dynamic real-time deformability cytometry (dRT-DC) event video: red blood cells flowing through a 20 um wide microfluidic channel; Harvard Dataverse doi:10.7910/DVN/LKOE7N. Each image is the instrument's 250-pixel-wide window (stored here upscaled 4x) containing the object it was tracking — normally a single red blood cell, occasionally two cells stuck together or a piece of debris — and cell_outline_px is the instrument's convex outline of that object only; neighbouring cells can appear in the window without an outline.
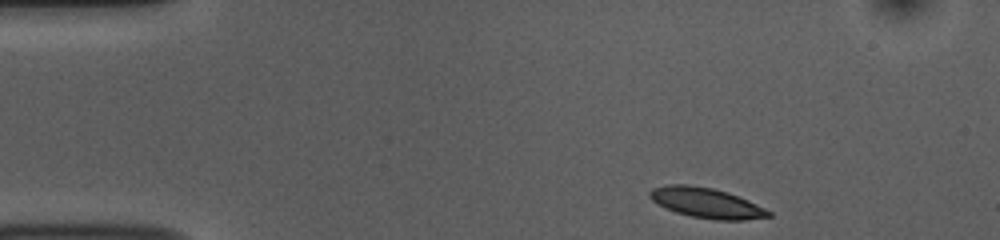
{"species": "common noctule bat (a hibernating species)", "species_latin": "Nyctalus noctula", "temperature_condition": "room temperature", "stored_images_in_passage": 47, "camera_frame_rate_fps": 3000, "um_per_image_px": 0.085, "animal": {"sex": "female", "body_mass_g": 10.0, "forearm_length_mm": 53.1}, "frame": {"image": 1, "passage_image": 1, "time_ms": 0.0, "image_size_px": [1000, 240], "cell_outline_px": [[772, 216], [744, 220], [716, 220], [692, 216], [676, 212], [652, 200], [648, 196], [648, 192], [652, 188], [668, 184], [688, 184], [712, 188], [728, 192], [748, 200], [772, 212]], "centroid_in_image_um": [60.05, 17.23], "position_along_channel_um": 25.0, "area_um2": 20.75}}
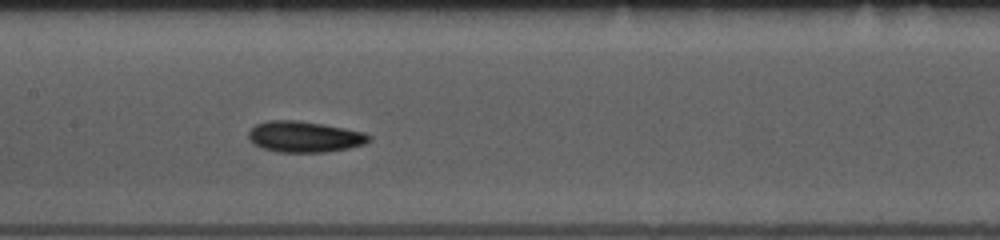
{"frame": {"image": 2, "passage_image": 19, "time_ms": 6.0, "image_size_px": [1000, 240], "cell_outline_px": [[372, 140], [364, 144], [348, 148], [324, 152], [276, 152], [252, 144], [248, 140], [248, 132], [256, 124], [268, 120], [296, 120], [324, 124], [364, 132], [372, 136]], "centroid_in_image_um": [25.87, 11.62], "position_along_channel_um": 181.5, "area_um2": 21.91}}
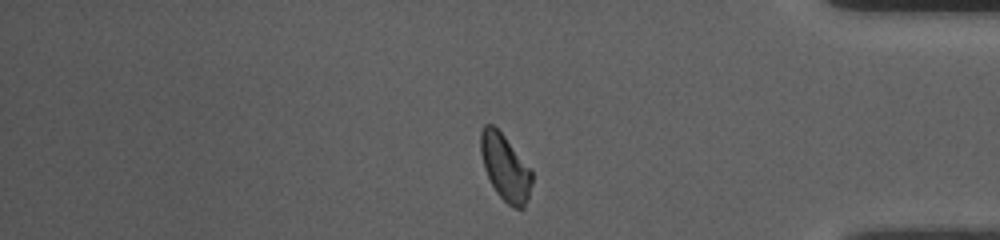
{"frame": {"image": 3, "passage_image": 38, "time_ms": 12.333, "image_size_px": [1000, 240], "cell_outline_px": [[532, 184], [528, 200], [524, 208], [512, 208], [496, 192], [484, 168], [480, 152], [480, 132], [484, 124], [492, 124], [504, 136], [532, 168]], "centroid_in_image_um": [42.96, 14.24], "position_along_channel_um": 392.2, "area_um2": 19.94}, "authors_computed_cell_mechanics": {"area_um2": 20.5768, "velocity_mm_per_s": 3.7178, "shape_relaxation_time_tau1_ms": 1.7911, "shape_relaxation_time_tau2_ms": 2.9136, "deformation_change_tau1": 0.103, "deformation_change_tau2": 0.0913}}